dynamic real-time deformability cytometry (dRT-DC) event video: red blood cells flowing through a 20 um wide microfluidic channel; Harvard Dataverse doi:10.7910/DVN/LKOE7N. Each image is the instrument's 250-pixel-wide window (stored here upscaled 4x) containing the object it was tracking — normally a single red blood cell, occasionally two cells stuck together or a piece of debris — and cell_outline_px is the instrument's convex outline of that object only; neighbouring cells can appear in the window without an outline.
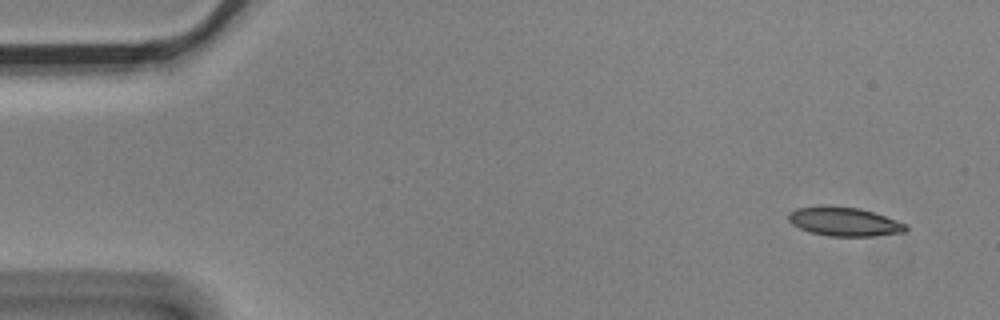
{"species": "Egyptian fruit bat (a non-hibernating species)", "species_latin": "Rousettus aegyptiacus", "temperature_condition": "cold", "stored_images_in_passage": 6, "camera_frame_rate_fps": 3000, "um_per_image_px": 0.085, "animal": {"sex": "male"}, "frame": {"image": 1, "passage_image": 1, "time_ms": 0.0, "image_size_px": [1000, 320], "cell_outline_px": [[908, 228], [904, 232], [872, 236], [828, 236], [812, 232], [800, 228], [792, 224], [788, 220], [788, 212], [796, 208], [820, 204], [860, 208], [908, 224]], "centroid_in_image_um": [71.72, 18.81], "position_along_channel_um": 13.3, "area_um2": 19.94}}
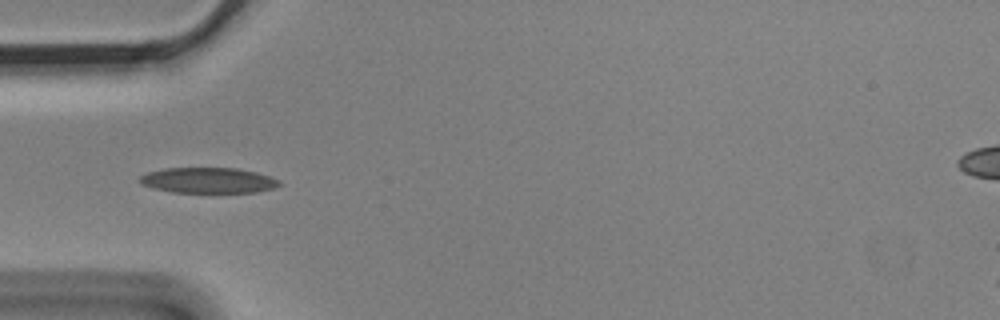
{"frame": {"image": 2, "passage_image": 5, "time_ms": 1.333, "image_size_px": [1000, 320], "cell_outline_px": [[280, 184], [272, 188], [256, 192], [172, 192], [152, 188], [140, 184], [136, 180], [140, 176], [148, 172], [164, 168], [236, 168], [256, 172], [280, 180]], "centroid_in_image_um": [17.63, 15.32], "position_along_channel_um": 67.4, "area_um2": 20.75}}
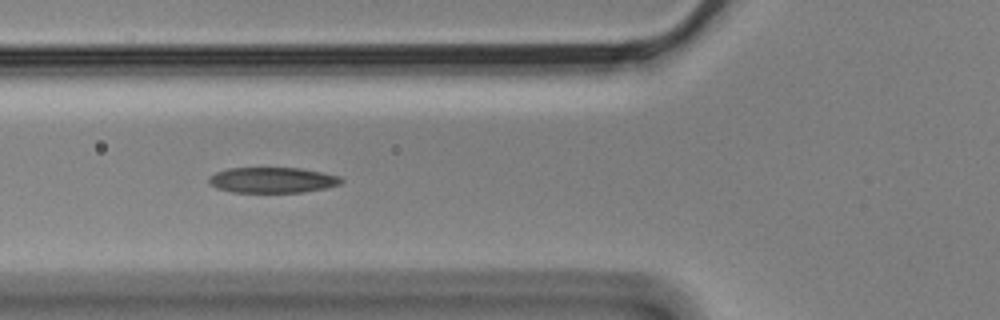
{"frame": {"image": 3, "passage_image": 6, "time_ms": 1.667, "image_size_px": [1000, 320], "cell_outline_px": [[344, 180], [340, 184], [324, 188], [300, 192], [232, 192], [216, 188], [208, 180], [216, 172], [228, 168], [300, 168], [340, 176]], "centroid_in_image_um": [23.16, 15.3], "position_along_channel_um": 102.6, "area_um2": 19.48}}